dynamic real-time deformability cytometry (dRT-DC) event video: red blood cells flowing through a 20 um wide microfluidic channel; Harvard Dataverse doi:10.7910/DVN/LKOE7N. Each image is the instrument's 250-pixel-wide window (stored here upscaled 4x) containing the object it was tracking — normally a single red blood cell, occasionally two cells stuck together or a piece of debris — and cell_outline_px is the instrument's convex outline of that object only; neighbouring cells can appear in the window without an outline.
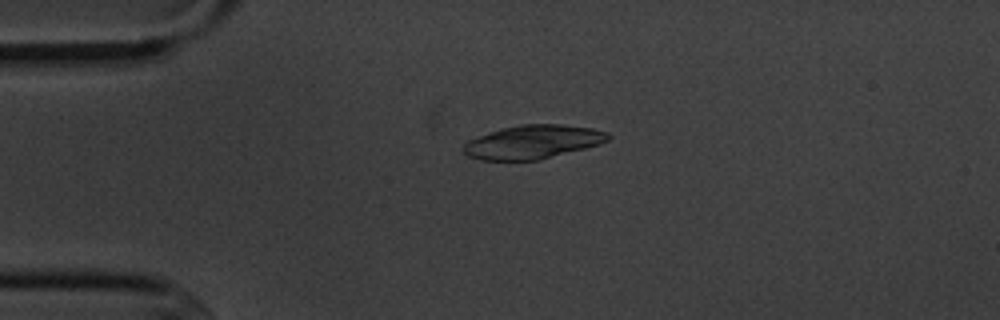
{"species": "common noctule bat (a hibernating species)", "species_latin": "Nyctalus noctula", "temperature_condition": "cold", "stored_images_in_passage": 8, "camera_frame_rate_fps": 3000, "um_per_image_px": 0.085, "animal": {"sex": "male", "body_mass_g": 20.1, "forearm_length_mm": 53.5}, "frame": {"image": 1, "passage_image": 2, "time_ms": 1.0, "image_size_px": [1000, 320], "cell_outline_px": [[612, 136], [608, 140], [600, 144], [540, 160], [480, 160], [468, 156], [464, 152], [464, 144], [468, 140], [500, 128], [520, 124], [560, 124], [592, 128], [608, 132]], "centroid_in_image_um": [45.31, 12.06], "position_along_channel_um": 39.7, "area_um2": 28.44}}